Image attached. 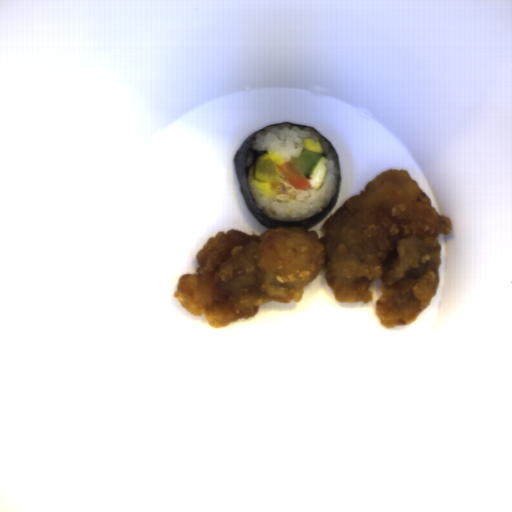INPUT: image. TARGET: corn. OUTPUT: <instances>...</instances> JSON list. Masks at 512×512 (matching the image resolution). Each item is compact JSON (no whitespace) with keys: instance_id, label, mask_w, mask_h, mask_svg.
Returning <instances> with one entry per match:
<instances>
[{"instance_id":"51d56268","label":"corn","mask_w":512,"mask_h":512,"mask_svg":"<svg viewBox=\"0 0 512 512\" xmlns=\"http://www.w3.org/2000/svg\"><path fill=\"white\" fill-rule=\"evenodd\" d=\"M304 145L306 150H312L315 152H319L320 154L323 153V146L322 143L314 142L311 138L304 139Z\"/></svg>"}]
</instances>
